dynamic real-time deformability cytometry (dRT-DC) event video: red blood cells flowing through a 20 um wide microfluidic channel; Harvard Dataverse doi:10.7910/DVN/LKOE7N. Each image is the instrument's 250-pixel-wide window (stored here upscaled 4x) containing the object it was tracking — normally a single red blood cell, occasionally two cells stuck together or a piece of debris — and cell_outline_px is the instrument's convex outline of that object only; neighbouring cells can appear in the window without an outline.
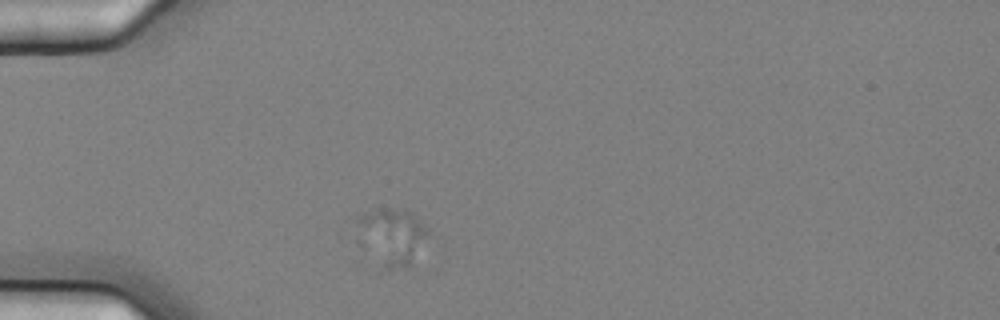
{"species": "common noctule bat (a hibernating species)", "species_latin": "Nyctalus noctula", "temperature_condition": "cold", "stored_images_in_passage": 5, "camera_frame_rate_fps": 3000, "um_per_image_px": 0.085, "animal": {"sex": "female", "body_mass_g": 25.1}, "frame": {"image": 1, "passage_image": 1, "time_ms": 0.0, "image_size_px": [1000, 320], "cell_outline_px": [[428, 232], [412, 264], [408, 268], [380, 272], [356, 220], [360, 216], [376, 208], [388, 208], [408, 212], [416, 216]], "centroid_in_image_um": [33.35, 20.17], "position_along_channel_um": 51.7, "area_um2": 22.66}}
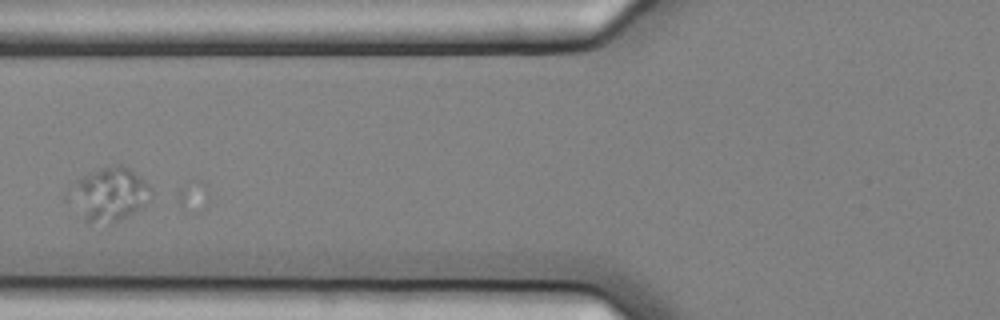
{"frame": {"image": 2, "passage_image": 3, "time_ms": 0.667, "image_size_px": [1000, 320], "cell_outline_px": [[152, 200], [144, 208], [112, 224], [88, 224], [84, 220], [64, 196], [64, 192], [76, 180], [100, 168], [120, 164], [128, 168], [144, 180], [152, 188]], "centroid_in_image_um": [9.25, 16.56], "position_along_channel_um": 116.5, "area_um2": 26.41}}